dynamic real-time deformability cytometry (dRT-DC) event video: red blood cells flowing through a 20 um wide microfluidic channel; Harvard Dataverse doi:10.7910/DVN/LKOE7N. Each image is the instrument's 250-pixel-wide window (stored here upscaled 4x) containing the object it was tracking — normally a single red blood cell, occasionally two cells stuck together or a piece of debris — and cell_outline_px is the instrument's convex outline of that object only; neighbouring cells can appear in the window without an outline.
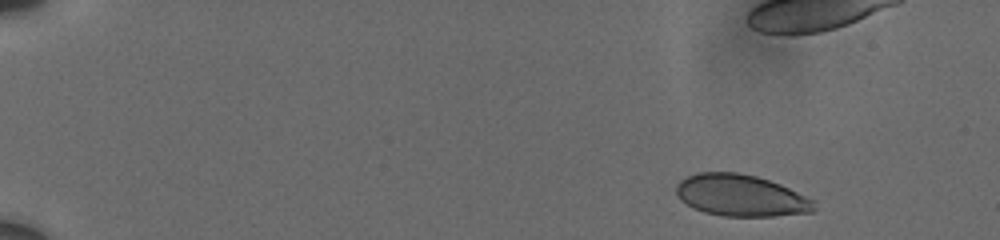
{"species": "human", "species_latin": "Homo sapiens", "temperature_condition": "cold", "stored_images_in_passage": 9, "camera_frame_rate_fps": 3000, "um_per_image_px": 0.085, "donor": {"sex": "male"}, "frame": {"image": 1, "passage_image": 1, "time_ms": 0.0, "image_size_px": [1000, 240], "cell_outline_px": [[816, 208], [812, 212], [772, 216], [724, 216], [704, 212], [680, 200], [676, 192], [676, 184], [680, 180], [696, 172], [736, 172], [756, 176], [780, 184], [816, 200]], "centroid_in_image_um": [62.99, 16.61], "position_along_channel_um": 22.0, "area_um2": 33.52}}
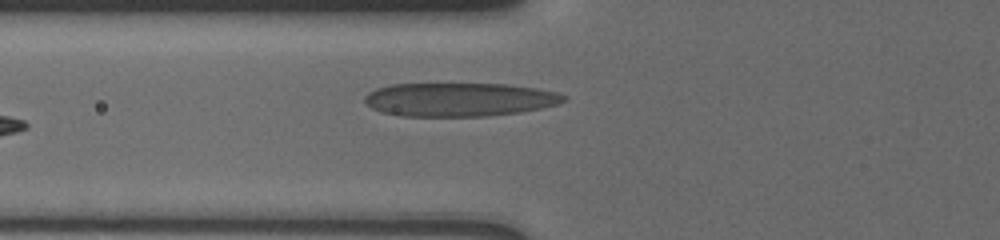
{"frame": {"image": 2, "passage_image": 9, "time_ms": 6.667, "image_size_px": [1000, 240], "cell_outline_px": [[568, 100], [556, 104], [540, 108], [520, 112], [488, 116], [400, 116], [380, 112], [372, 108], [364, 100], [364, 96], [368, 92], [376, 88], [388, 84], [508, 84], [536, 88], [556, 92], [568, 96]], "centroid_in_image_um": [39.03, 8.46], "position_along_channel_um": 86.8, "area_um2": 39.19}}